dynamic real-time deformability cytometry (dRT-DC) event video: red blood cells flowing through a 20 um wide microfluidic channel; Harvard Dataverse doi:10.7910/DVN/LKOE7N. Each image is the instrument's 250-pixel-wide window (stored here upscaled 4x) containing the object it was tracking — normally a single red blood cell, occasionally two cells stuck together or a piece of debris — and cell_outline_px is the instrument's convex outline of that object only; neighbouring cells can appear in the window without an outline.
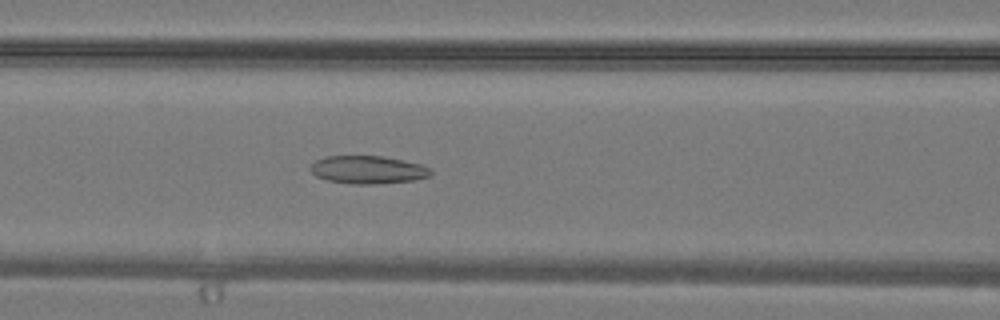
{"species": "common noctule bat (a hibernating species)", "species_latin": "Nyctalus noctula", "temperature_condition": "warm", "stored_images_in_passage": 37, "segment_of_instrument_passage": [1, 2], "camera_frame_rate_fps": 3000, "um_per_image_px": 0.085, "animal": {"sex": "male", "body_mass_g": 19.2, "forearm_length_mm": 51.8}, "frame": {"image": 1, "passage_image": 16, "time_ms": 5.0, "image_size_px": [1000, 320], "cell_outline_px": [[432, 172], [428, 176], [412, 180], [372, 184], [356, 184], [328, 180], [316, 176], [312, 172], [312, 164], [316, 160], [324, 156], [384, 156], [404, 160], [420, 164], [428, 168]], "centroid_in_image_um": [31.26, 14.41], "position_along_channel_um": 135.3, "area_um2": 19.25}}
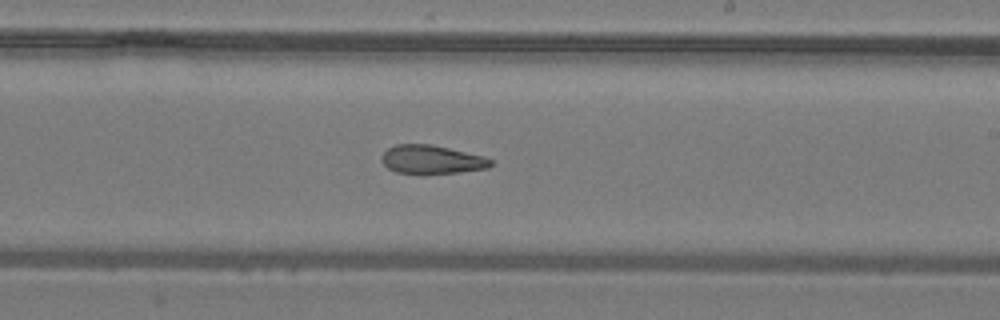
{"frame": {"image": 2, "passage_image": 22, "time_ms": 7.0, "image_size_px": [1000, 320], "cell_outline_px": [[492, 164], [488, 168], [456, 172], [420, 176], [396, 172], [388, 168], [380, 160], [380, 156], [388, 148], [396, 144], [432, 144], [484, 156], [492, 160]], "centroid_in_image_um": [36.65, 13.58], "position_along_channel_um": 252.4, "area_um2": 18.67}}
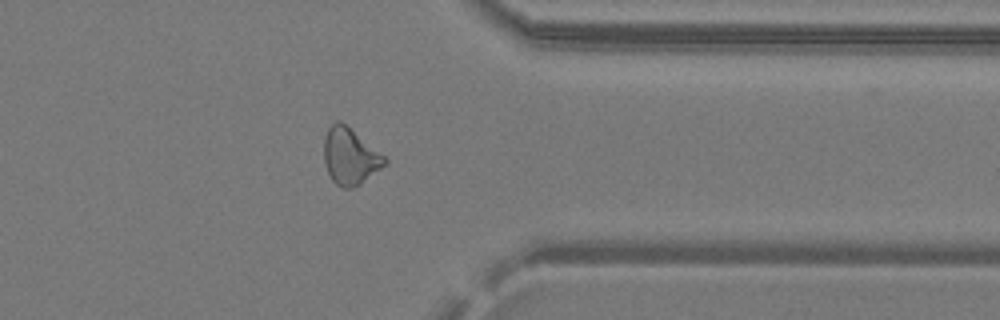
{"frame": {"image": 3, "passage_image": 29, "time_ms": 9.333, "image_size_px": [1000, 320], "cell_outline_px": [[388, 164], [360, 184], [352, 188], [340, 188], [332, 180], [324, 164], [324, 140], [328, 128], [336, 120], [340, 120], [384, 156], [388, 160]], "centroid_in_image_um": [29.75, 13.32], "position_along_channel_um": 381.7, "area_um2": 19.88}}